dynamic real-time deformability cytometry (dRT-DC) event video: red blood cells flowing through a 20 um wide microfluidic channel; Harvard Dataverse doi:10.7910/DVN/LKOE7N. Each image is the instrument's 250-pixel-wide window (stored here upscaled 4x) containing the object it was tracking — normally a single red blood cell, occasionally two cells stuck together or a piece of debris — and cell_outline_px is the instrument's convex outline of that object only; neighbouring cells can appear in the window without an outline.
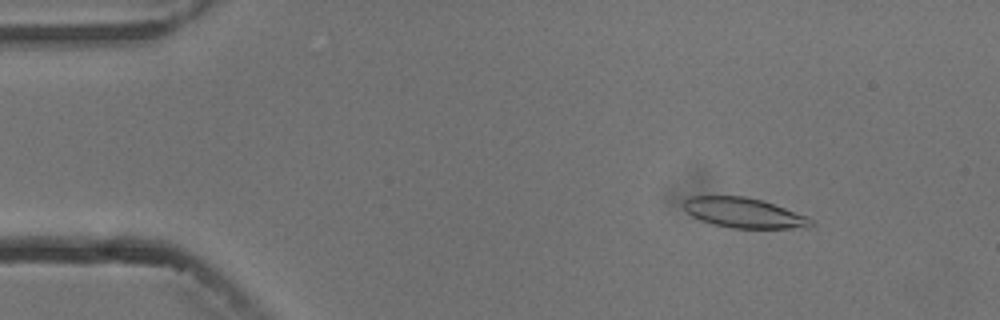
{"species": "common noctule bat (a hibernating species)", "species_latin": "Nyctalus noctula", "temperature_condition": "cold", "stored_images_in_passage": 5, "camera_frame_rate_fps": 3000, "um_per_image_px": 0.085, "animal": {"sex": "male", "body_mass_g": 13.3}, "frame": {"image": 1, "passage_image": 2, "time_ms": 1.0, "image_size_px": [1000, 320], "cell_outline_px": [[816, 224], [792, 228], [732, 228], [712, 224], [700, 220], [692, 216], [684, 208], [684, 200], [688, 196], [744, 196], [764, 200], [808, 216]], "centroid_in_image_um": [63.22, 18.08], "position_along_channel_um": 21.8, "area_um2": 22.31}}
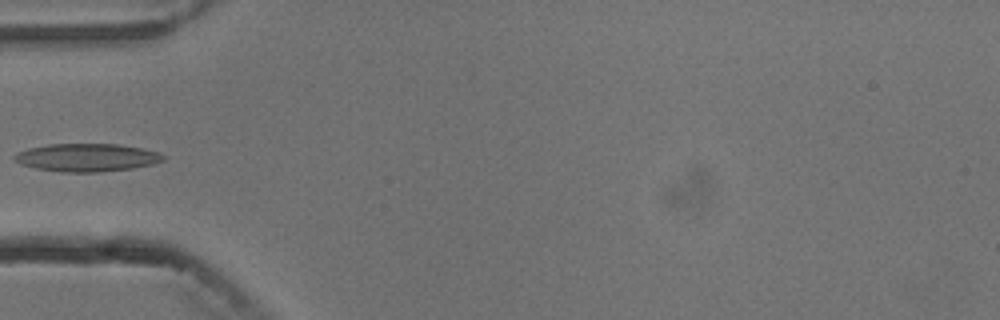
{"frame": {"image": 2, "passage_image": 5, "time_ms": 4.667, "image_size_px": [1000, 320], "cell_outline_px": [[164, 160], [152, 164], [132, 168], [100, 172], [60, 172], [36, 168], [20, 164], [12, 156], [16, 152], [28, 148], [48, 144], [116, 144], [140, 148], [160, 152], [164, 156]], "centroid_in_image_um": [7.35, 13.39], "position_along_channel_um": 77.6, "area_um2": 24.22}}